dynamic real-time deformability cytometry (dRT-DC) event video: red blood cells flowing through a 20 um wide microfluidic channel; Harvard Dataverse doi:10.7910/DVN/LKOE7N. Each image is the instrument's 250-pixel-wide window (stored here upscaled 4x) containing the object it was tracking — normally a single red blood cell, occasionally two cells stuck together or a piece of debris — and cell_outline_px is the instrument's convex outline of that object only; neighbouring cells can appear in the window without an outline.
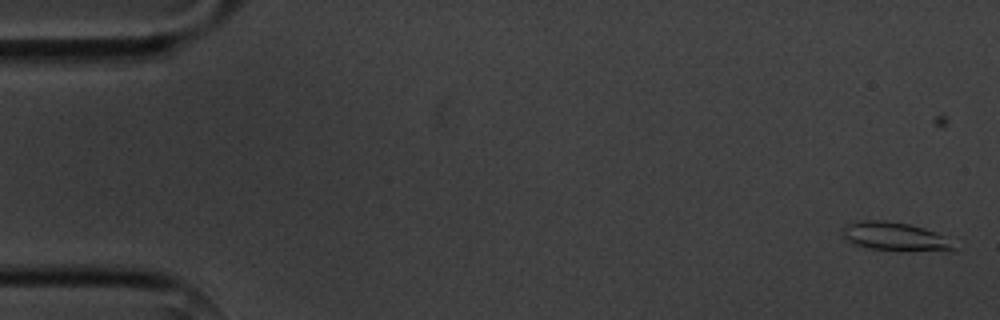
{"species": "common noctule bat (a hibernating species)", "species_latin": "Nyctalus noctula", "temperature_condition": "cold", "stored_images_in_passage": 5, "segment_of_instrument_passage": [1, 2], "camera_frame_rate_fps": 3000, "um_per_image_px": 0.085, "animal": {"sex": "male", "body_mass_g": 20.1, "forearm_length_mm": 53.5}, "frame": {"image": 1, "passage_image": 1, "time_ms": 0.0, "image_size_px": [1000, 320], "cell_outline_px": [[956, 248], [948, 252], [868, 248], [856, 244], [848, 240], [840, 232], [840, 228], [844, 224], [852, 220], [884, 220], [908, 224], [924, 228], [940, 236]], "centroid_in_image_um": [75.95, 20.08], "position_along_channel_um": 9.1, "area_um2": 18.26}}